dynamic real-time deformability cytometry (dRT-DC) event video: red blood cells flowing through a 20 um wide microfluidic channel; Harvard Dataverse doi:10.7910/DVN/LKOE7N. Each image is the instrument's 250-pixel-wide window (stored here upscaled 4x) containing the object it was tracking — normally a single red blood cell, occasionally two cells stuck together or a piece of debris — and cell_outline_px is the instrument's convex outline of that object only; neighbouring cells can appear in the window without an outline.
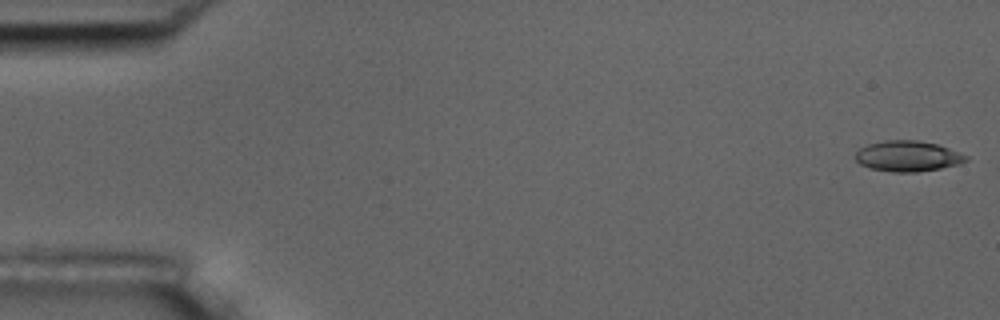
{"species": "common noctule bat (a hibernating species)", "species_latin": "Nyctalus noctula", "temperature_condition": "room temperature", "stored_images_in_passage": 6, "camera_frame_rate_fps": 3000, "um_per_image_px": 0.085, "animal": {"sex": "male", "body_mass_g": 17.5, "forearm_length_mm": 52.3}, "frame": {"image": 1, "passage_image": 1, "time_ms": 0.0, "image_size_px": [1000, 320], "cell_outline_px": [[968, 160], [960, 164], [940, 168], [916, 172], [892, 172], [872, 168], [860, 164], [856, 160], [856, 152], [860, 148], [868, 144], [888, 140], [916, 140], [936, 144], [948, 148], [968, 156]], "centroid_in_image_um": [77.17, 13.27], "position_along_channel_um": 7.8, "area_um2": 19.54}}
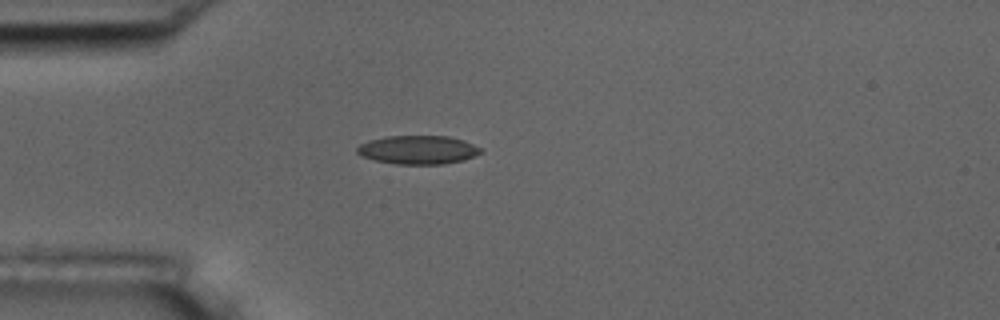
{"frame": {"image": 2, "passage_image": 5, "time_ms": 4.667, "image_size_px": [1000, 320], "cell_outline_px": [[484, 152], [464, 160], [444, 164], [396, 164], [376, 160], [364, 156], [356, 152], [356, 148], [360, 144], [368, 140], [388, 136], [448, 136], [464, 140], [480, 148]], "centroid_in_image_um": [35.55, 12.73], "position_along_channel_um": 49.4, "area_um2": 20.58}}